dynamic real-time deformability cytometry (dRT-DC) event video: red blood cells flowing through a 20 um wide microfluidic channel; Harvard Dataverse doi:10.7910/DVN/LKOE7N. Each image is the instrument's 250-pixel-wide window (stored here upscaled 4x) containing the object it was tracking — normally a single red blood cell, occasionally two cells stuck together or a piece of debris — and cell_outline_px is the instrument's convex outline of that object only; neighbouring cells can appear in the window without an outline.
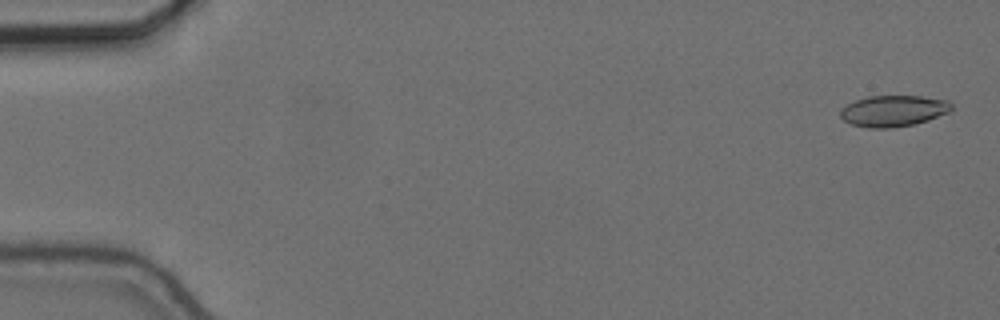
{"species": "common noctule bat (a hibernating species)", "species_latin": "Nyctalus noctula", "temperature_condition": "cold", "stored_images_in_passage": 56, "camera_frame_rate_fps": 3000, "um_per_image_px": 0.085, "animal": {"sex": "female", "body_mass_g": 24.6, "forearm_length_mm": 56.2}, "frame": {"image": 1, "passage_image": 2, "time_ms": 0.333, "image_size_px": [1000, 320], "cell_outline_px": [[952, 112], [928, 120], [912, 124], [892, 128], [868, 128], [852, 124], [844, 120], [840, 116], [840, 108], [856, 100], [868, 96], [920, 96], [948, 100], [952, 104]], "centroid_in_image_um": [75.96, 9.42], "position_along_channel_um": 9.0, "area_um2": 20.29}}
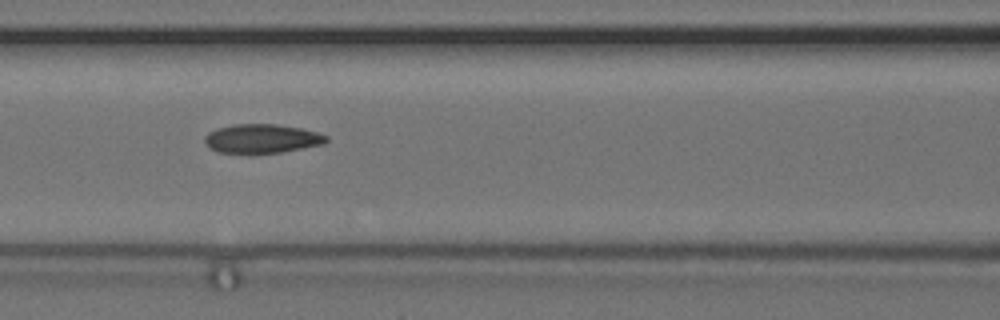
{"frame": {"image": 2, "passage_image": 25, "time_ms": 8.0, "image_size_px": [1000, 320], "cell_outline_px": [[328, 140], [324, 144], [280, 152], [248, 156], [216, 152], [208, 148], [204, 144], [204, 136], [208, 132], [216, 128], [232, 124], [276, 124], [300, 128], [316, 132], [328, 136]], "centroid_in_image_um": [22.16, 11.82], "position_along_channel_um": 144.4, "area_um2": 21.39}}
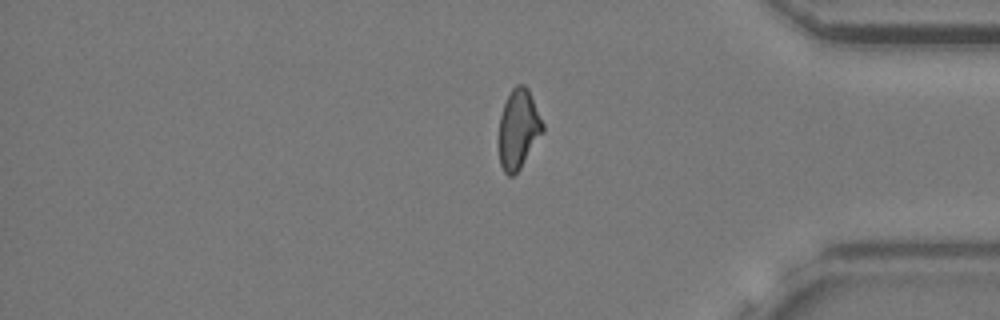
{"frame": {"image": 3, "passage_image": 47, "time_ms": 15.333, "image_size_px": [1000, 320], "cell_outline_px": [[544, 132], [520, 168], [512, 176], [508, 176], [504, 172], [500, 164], [500, 116], [504, 104], [512, 88], [516, 84], [524, 84], [528, 88], [544, 124]], "centroid_in_image_um": [44.09, 10.96], "position_along_channel_um": 391.1, "area_um2": 20.11}, "authors_computed_cell_mechanics": {"area_um2": 20.6346, "velocity_mm_per_s": 3.6562, "shape_relaxation_time_tau1_ms": 8.3363, "shape_relaxation_time_tau2_ms": 3.2274, "deformation_change_tau1": 0.1775, "deformation_change_tau2": 0.0869}}